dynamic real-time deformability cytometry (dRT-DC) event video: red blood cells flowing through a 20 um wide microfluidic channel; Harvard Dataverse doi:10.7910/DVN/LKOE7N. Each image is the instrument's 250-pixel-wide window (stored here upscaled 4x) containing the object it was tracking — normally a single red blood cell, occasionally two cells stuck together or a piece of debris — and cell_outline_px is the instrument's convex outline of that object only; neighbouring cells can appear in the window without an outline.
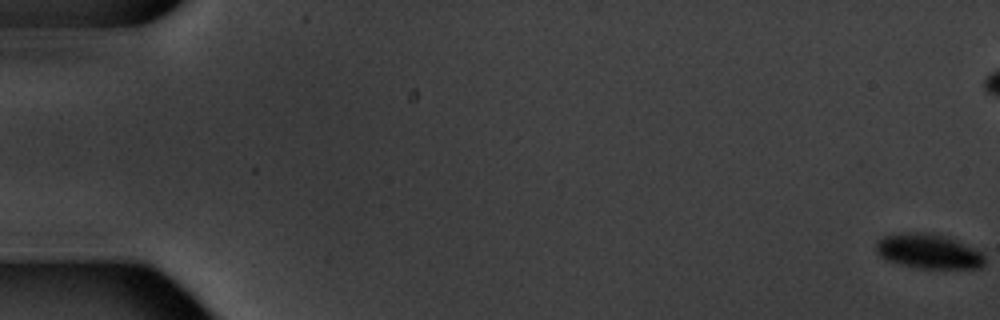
{"species": "common noctule bat (a hibernating species)", "species_latin": "Nyctalus noctula", "temperature_condition": "warm", "stored_images_in_passage": 17, "camera_frame_rate_fps": 3000, "um_per_image_px": 0.085, "animal": {"sex": "male", "body_mass_g": 20.1, "forearm_length_mm": 53.5}, "frame": {"image": 1, "passage_image": 1, "time_ms": 0.0, "image_size_px": [1000, 320], "cell_outline_px": [[984, 264], [980, 268], [916, 268], [900, 264], [888, 260], [880, 256], [876, 252], [876, 244], [880, 236], [904, 232], [928, 232], [944, 236], [980, 252], [984, 256]], "centroid_in_image_um": [78.85, 21.36], "position_along_channel_um": 6.2, "area_um2": 21.73}, "authors_computed_cell_mechanics": {"area_um2": 25.4898, "velocity_mm_per_s": 3.4325, "shape_relaxation_time_tau1_ms": 2.2943, "shape_relaxation_time_tau2_ms": null, "deformation_change_tau1": 0.1335, "deformation_change_tau2": null}}